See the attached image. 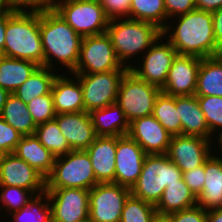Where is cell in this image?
Wrapping results in <instances>:
<instances>
[{
	"instance_id": "6da1fadb",
	"label": "cell",
	"mask_w": 222,
	"mask_h": 222,
	"mask_svg": "<svg viewBox=\"0 0 222 222\" xmlns=\"http://www.w3.org/2000/svg\"><path fill=\"white\" fill-rule=\"evenodd\" d=\"M175 18H178L175 28L172 29L171 24H168L162 35H165L164 38L167 35L166 39L178 54L199 58L217 56L212 12L194 9Z\"/></svg>"
},
{
	"instance_id": "7a4b0ae2",
	"label": "cell",
	"mask_w": 222,
	"mask_h": 222,
	"mask_svg": "<svg viewBox=\"0 0 222 222\" xmlns=\"http://www.w3.org/2000/svg\"><path fill=\"white\" fill-rule=\"evenodd\" d=\"M40 35L44 66L54 70L57 66L53 62L56 60L67 67L68 71L73 72L79 61L83 37L77 34L53 8L40 11Z\"/></svg>"
},
{
	"instance_id": "3957f363",
	"label": "cell",
	"mask_w": 222,
	"mask_h": 222,
	"mask_svg": "<svg viewBox=\"0 0 222 222\" xmlns=\"http://www.w3.org/2000/svg\"><path fill=\"white\" fill-rule=\"evenodd\" d=\"M3 56L44 66L40 11L16 10L8 19Z\"/></svg>"
},
{
	"instance_id": "277c9868",
	"label": "cell",
	"mask_w": 222,
	"mask_h": 222,
	"mask_svg": "<svg viewBox=\"0 0 222 222\" xmlns=\"http://www.w3.org/2000/svg\"><path fill=\"white\" fill-rule=\"evenodd\" d=\"M118 20V21H117ZM106 33L109 35L118 60L123 66L130 68L132 64H124L134 55L146 52L161 36L162 30L155 24L123 18L109 20Z\"/></svg>"
},
{
	"instance_id": "5b68a950",
	"label": "cell",
	"mask_w": 222,
	"mask_h": 222,
	"mask_svg": "<svg viewBox=\"0 0 222 222\" xmlns=\"http://www.w3.org/2000/svg\"><path fill=\"white\" fill-rule=\"evenodd\" d=\"M182 178V171L166 154L146 155L141 174L130 189L131 195L156 205L165 188Z\"/></svg>"
},
{
	"instance_id": "8992f818",
	"label": "cell",
	"mask_w": 222,
	"mask_h": 222,
	"mask_svg": "<svg viewBox=\"0 0 222 222\" xmlns=\"http://www.w3.org/2000/svg\"><path fill=\"white\" fill-rule=\"evenodd\" d=\"M98 183L88 153L85 150H72L56 157L53 170L46 178V189L90 190Z\"/></svg>"
},
{
	"instance_id": "52a82bcc",
	"label": "cell",
	"mask_w": 222,
	"mask_h": 222,
	"mask_svg": "<svg viewBox=\"0 0 222 222\" xmlns=\"http://www.w3.org/2000/svg\"><path fill=\"white\" fill-rule=\"evenodd\" d=\"M52 8L82 37L107 30L109 19L99 0H55Z\"/></svg>"
},
{
	"instance_id": "ba28073f",
	"label": "cell",
	"mask_w": 222,
	"mask_h": 222,
	"mask_svg": "<svg viewBox=\"0 0 222 222\" xmlns=\"http://www.w3.org/2000/svg\"><path fill=\"white\" fill-rule=\"evenodd\" d=\"M161 89L137 77L129 69L122 77L116 104L130 122L152 115L156 97Z\"/></svg>"
},
{
	"instance_id": "9c48e42d",
	"label": "cell",
	"mask_w": 222,
	"mask_h": 222,
	"mask_svg": "<svg viewBox=\"0 0 222 222\" xmlns=\"http://www.w3.org/2000/svg\"><path fill=\"white\" fill-rule=\"evenodd\" d=\"M118 60L109 35L105 32L83 37L78 64L73 74H93L128 70Z\"/></svg>"
},
{
	"instance_id": "30bf717a",
	"label": "cell",
	"mask_w": 222,
	"mask_h": 222,
	"mask_svg": "<svg viewBox=\"0 0 222 222\" xmlns=\"http://www.w3.org/2000/svg\"><path fill=\"white\" fill-rule=\"evenodd\" d=\"M127 70H113L93 74H74L80 81L84 111L101 109L117 101L119 86Z\"/></svg>"
},
{
	"instance_id": "8fae6325",
	"label": "cell",
	"mask_w": 222,
	"mask_h": 222,
	"mask_svg": "<svg viewBox=\"0 0 222 222\" xmlns=\"http://www.w3.org/2000/svg\"><path fill=\"white\" fill-rule=\"evenodd\" d=\"M130 188L108 182L98 183L89 190V221L120 222Z\"/></svg>"
},
{
	"instance_id": "7c38bea8",
	"label": "cell",
	"mask_w": 222,
	"mask_h": 222,
	"mask_svg": "<svg viewBox=\"0 0 222 222\" xmlns=\"http://www.w3.org/2000/svg\"><path fill=\"white\" fill-rule=\"evenodd\" d=\"M52 222L89 220V190L84 188L46 189Z\"/></svg>"
},
{
	"instance_id": "4fadbf2b",
	"label": "cell",
	"mask_w": 222,
	"mask_h": 222,
	"mask_svg": "<svg viewBox=\"0 0 222 222\" xmlns=\"http://www.w3.org/2000/svg\"><path fill=\"white\" fill-rule=\"evenodd\" d=\"M162 36L161 34L145 52L144 61L140 64L141 68L136 65L129 68L137 77L160 89L164 86L169 69L178 54L169 41L162 43Z\"/></svg>"
},
{
	"instance_id": "5bb4252c",
	"label": "cell",
	"mask_w": 222,
	"mask_h": 222,
	"mask_svg": "<svg viewBox=\"0 0 222 222\" xmlns=\"http://www.w3.org/2000/svg\"><path fill=\"white\" fill-rule=\"evenodd\" d=\"M211 145V140L203 137L176 135L171 137L166 155L182 172H186L203 165L214 154Z\"/></svg>"
},
{
	"instance_id": "9a60e30c",
	"label": "cell",
	"mask_w": 222,
	"mask_h": 222,
	"mask_svg": "<svg viewBox=\"0 0 222 222\" xmlns=\"http://www.w3.org/2000/svg\"><path fill=\"white\" fill-rule=\"evenodd\" d=\"M0 186L21 187L39 195L46 191V178L14 153L0 164Z\"/></svg>"
},
{
	"instance_id": "2e32d148",
	"label": "cell",
	"mask_w": 222,
	"mask_h": 222,
	"mask_svg": "<svg viewBox=\"0 0 222 222\" xmlns=\"http://www.w3.org/2000/svg\"><path fill=\"white\" fill-rule=\"evenodd\" d=\"M146 155L128 135L117 137L115 183L131 189L141 174Z\"/></svg>"
},
{
	"instance_id": "e0dca14e",
	"label": "cell",
	"mask_w": 222,
	"mask_h": 222,
	"mask_svg": "<svg viewBox=\"0 0 222 222\" xmlns=\"http://www.w3.org/2000/svg\"><path fill=\"white\" fill-rule=\"evenodd\" d=\"M201 59L192 55L177 54L161 92L175 97L195 95Z\"/></svg>"
},
{
	"instance_id": "ac0fdd59",
	"label": "cell",
	"mask_w": 222,
	"mask_h": 222,
	"mask_svg": "<svg viewBox=\"0 0 222 222\" xmlns=\"http://www.w3.org/2000/svg\"><path fill=\"white\" fill-rule=\"evenodd\" d=\"M127 135L135 140L147 155L166 154L172 137L153 115L130 122Z\"/></svg>"
},
{
	"instance_id": "d6986e66",
	"label": "cell",
	"mask_w": 222,
	"mask_h": 222,
	"mask_svg": "<svg viewBox=\"0 0 222 222\" xmlns=\"http://www.w3.org/2000/svg\"><path fill=\"white\" fill-rule=\"evenodd\" d=\"M55 120L71 150H86L97 137L89 112L61 113Z\"/></svg>"
},
{
	"instance_id": "ffe728a7",
	"label": "cell",
	"mask_w": 222,
	"mask_h": 222,
	"mask_svg": "<svg viewBox=\"0 0 222 222\" xmlns=\"http://www.w3.org/2000/svg\"><path fill=\"white\" fill-rule=\"evenodd\" d=\"M117 136H97L85 151L99 183H115Z\"/></svg>"
},
{
	"instance_id": "44dd1931",
	"label": "cell",
	"mask_w": 222,
	"mask_h": 222,
	"mask_svg": "<svg viewBox=\"0 0 222 222\" xmlns=\"http://www.w3.org/2000/svg\"><path fill=\"white\" fill-rule=\"evenodd\" d=\"M57 74L53 81L51 94L56 114L84 111L83 92L79 79ZM75 80V81H74Z\"/></svg>"
},
{
	"instance_id": "7402d4cb",
	"label": "cell",
	"mask_w": 222,
	"mask_h": 222,
	"mask_svg": "<svg viewBox=\"0 0 222 222\" xmlns=\"http://www.w3.org/2000/svg\"><path fill=\"white\" fill-rule=\"evenodd\" d=\"M176 110L181 120L182 135L198 136L212 140V135L197 96H177Z\"/></svg>"
},
{
	"instance_id": "603a6c76",
	"label": "cell",
	"mask_w": 222,
	"mask_h": 222,
	"mask_svg": "<svg viewBox=\"0 0 222 222\" xmlns=\"http://www.w3.org/2000/svg\"><path fill=\"white\" fill-rule=\"evenodd\" d=\"M197 205L206 211L222 208V157L219 155L211 154L205 161V184Z\"/></svg>"
},
{
	"instance_id": "cb8c5ba5",
	"label": "cell",
	"mask_w": 222,
	"mask_h": 222,
	"mask_svg": "<svg viewBox=\"0 0 222 222\" xmlns=\"http://www.w3.org/2000/svg\"><path fill=\"white\" fill-rule=\"evenodd\" d=\"M19 158L47 178L54 167L56 157L33 135L22 136L14 151Z\"/></svg>"
},
{
	"instance_id": "d4e9b609",
	"label": "cell",
	"mask_w": 222,
	"mask_h": 222,
	"mask_svg": "<svg viewBox=\"0 0 222 222\" xmlns=\"http://www.w3.org/2000/svg\"><path fill=\"white\" fill-rule=\"evenodd\" d=\"M90 116L97 136L121 137L129 131V121L116 103L92 110Z\"/></svg>"
},
{
	"instance_id": "484cf974",
	"label": "cell",
	"mask_w": 222,
	"mask_h": 222,
	"mask_svg": "<svg viewBox=\"0 0 222 222\" xmlns=\"http://www.w3.org/2000/svg\"><path fill=\"white\" fill-rule=\"evenodd\" d=\"M195 96L222 97V54L201 59Z\"/></svg>"
},
{
	"instance_id": "4316f807",
	"label": "cell",
	"mask_w": 222,
	"mask_h": 222,
	"mask_svg": "<svg viewBox=\"0 0 222 222\" xmlns=\"http://www.w3.org/2000/svg\"><path fill=\"white\" fill-rule=\"evenodd\" d=\"M38 67L32 61L0 55V87L13 93Z\"/></svg>"
},
{
	"instance_id": "83f0119b",
	"label": "cell",
	"mask_w": 222,
	"mask_h": 222,
	"mask_svg": "<svg viewBox=\"0 0 222 222\" xmlns=\"http://www.w3.org/2000/svg\"><path fill=\"white\" fill-rule=\"evenodd\" d=\"M197 205V197L189 189L183 178L167 186L155 205L156 211L171 214Z\"/></svg>"
},
{
	"instance_id": "f1b7e54d",
	"label": "cell",
	"mask_w": 222,
	"mask_h": 222,
	"mask_svg": "<svg viewBox=\"0 0 222 222\" xmlns=\"http://www.w3.org/2000/svg\"><path fill=\"white\" fill-rule=\"evenodd\" d=\"M1 118L22 136L35 133L37 125L28 111L27 104L13 93H10L6 100Z\"/></svg>"
},
{
	"instance_id": "f546056e",
	"label": "cell",
	"mask_w": 222,
	"mask_h": 222,
	"mask_svg": "<svg viewBox=\"0 0 222 222\" xmlns=\"http://www.w3.org/2000/svg\"><path fill=\"white\" fill-rule=\"evenodd\" d=\"M52 69L39 66L32 75L13 94L28 104L33 99L49 94L57 74Z\"/></svg>"
},
{
	"instance_id": "4dcf8cb0",
	"label": "cell",
	"mask_w": 222,
	"mask_h": 222,
	"mask_svg": "<svg viewBox=\"0 0 222 222\" xmlns=\"http://www.w3.org/2000/svg\"><path fill=\"white\" fill-rule=\"evenodd\" d=\"M152 115L171 136L181 135V120L176 110L175 96L160 92L156 97Z\"/></svg>"
},
{
	"instance_id": "1f68e13d",
	"label": "cell",
	"mask_w": 222,
	"mask_h": 222,
	"mask_svg": "<svg viewBox=\"0 0 222 222\" xmlns=\"http://www.w3.org/2000/svg\"><path fill=\"white\" fill-rule=\"evenodd\" d=\"M129 18L150 22L162 31L168 24L164 0H131Z\"/></svg>"
},
{
	"instance_id": "d6a6232c",
	"label": "cell",
	"mask_w": 222,
	"mask_h": 222,
	"mask_svg": "<svg viewBox=\"0 0 222 222\" xmlns=\"http://www.w3.org/2000/svg\"><path fill=\"white\" fill-rule=\"evenodd\" d=\"M34 135L55 157L65 155L72 151L55 119L37 125Z\"/></svg>"
},
{
	"instance_id": "836d02e7",
	"label": "cell",
	"mask_w": 222,
	"mask_h": 222,
	"mask_svg": "<svg viewBox=\"0 0 222 222\" xmlns=\"http://www.w3.org/2000/svg\"><path fill=\"white\" fill-rule=\"evenodd\" d=\"M46 198V202L43 199ZM10 222H52L51 206L46 192L35 195L28 205L10 214Z\"/></svg>"
},
{
	"instance_id": "e575fe53",
	"label": "cell",
	"mask_w": 222,
	"mask_h": 222,
	"mask_svg": "<svg viewBox=\"0 0 222 222\" xmlns=\"http://www.w3.org/2000/svg\"><path fill=\"white\" fill-rule=\"evenodd\" d=\"M155 205L130 195L125 201L120 222H151Z\"/></svg>"
},
{
	"instance_id": "d590c367",
	"label": "cell",
	"mask_w": 222,
	"mask_h": 222,
	"mask_svg": "<svg viewBox=\"0 0 222 222\" xmlns=\"http://www.w3.org/2000/svg\"><path fill=\"white\" fill-rule=\"evenodd\" d=\"M201 110L205 116L212 137L218 131L222 133V97L220 96H197ZM217 130V132H216Z\"/></svg>"
},
{
	"instance_id": "8d00e7d4",
	"label": "cell",
	"mask_w": 222,
	"mask_h": 222,
	"mask_svg": "<svg viewBox=\"0 0 222 222\" xmlns=\"http://www.w3.org/2000/svg\"><path fill=\"white\" fill-rule=\"evenodd\" d=\"M0 188H2L0 189V209L3 207L2 210L4 211V208H6L5 211H9L10 214L28 205L35 196L31 190L21 187L0 186Z\"/></svg>"
},
{
	"instance_id": "74e56055",
	"label": "cell",
	"mask_w": 222,
	"mask_h": 222,
	"mask_svg": "<svg viewBox=\"0 0 222 222\" xmlns=\"http://www.w3.org/2000/svg\"><path fill=\"white\" fill-rule=\"evenodd\" d=\"M27 107L36 125L53 120L57 115L51 92L33 99Z\"/></svg>"
},
{
	"instance_id": "f35d334b",
	"label": "cell",
	"mask_w": 222,
	"mask_h": 222,
	"mask_svg": "<svg viewBox=\"0 0 222 222\" xmlns=\"http://www.w3.org/2000/svg\"><path fill=\"white\" fill-rule=\"evenodd\" d=\"M22 135L0 117V150L14 153Z\"/></svg>"
},
{
	"instance_id": "ab89813d",
	"label": "cell",
	"mask_w": 222,
	"mask_h": 222,
	"mask_svg": "<svg viewBox=\"0 0 222 222\" xmlns=\"http://www.w3.org/2000/svg\"><path fill=\"white\" fill-rule=\"evenodd\" d=\"M109 20L129 18L131 0H99Z\"/></svg>"
},
{
	"instance_id": "60d3db41",
	"label": "cell",
	"mask_w": 222,
	"mask_h": 222,
	"mask_svg": "<svg viewBox=\"0 0 222 222\" xmlns=\"http://www.w3.org/2000/svg\"><path fill=\"white\" fill-rule=\"evenodd\" d=\"M182 176L189 189L198 197L205 184V163L192 170L182 172Z\"/></svg>"
},
{
	"instance_id": "b9f144b4",
	"label": "cell",
	"mask_w": 222,
	"mask_h": 222,
	"mask_svg": "<svg viewBox=\"0 0 222 222\" xmlns=\"http://www.w3.org/2000/svg\"><path fill=\"white\" fill-rule=\"evenodd\" d=\"M170 215L172 222H207V211L198 205Z\"/></svg>"
},
{
	"instance_id": "7bdbcfd3",
	"label": "cell",
	"mask_w": 222,
	"mask_h": 222,
	"mask_svg": "<svg viewBox=\"0 0 222 222\" xmlns=\"http://www.w3.org/2000/svg\"><path fill=\"white\" fill-rule=\"evenodd\" d=\"M167 21L196 9V0H164Z\"/></svg>"
},
{
	"instance_id": "ee69618b",
	"label": "cell",
	"mask_w": 222,
	"mask_h": 222,
	"mask_svg": "<svg viewBox=\"0 0 222 222\" xmlns=\"http://www.w3.org/2000/svg\"><path fill=\"white\" fill-rule=\"evenodd\" d=\"M7 7L13 10L43 11L53 7V0H4ZM27 8V9H26Z\"/></svg>"
},
{
	"instance_id": "f6af8a7d",
	"label": "cell",
	"mask_w": 222,
	"mask_h": 222,
	"mask_svg": "<svg viewBox=\"0 0 222 222\" xmlns=\"http://www.w3.org/2000/svg\"><path fill=\"white\" fill-rule=\"evenodd\" d=\"M217 56L222 54V7L212 12Z\"/></svg>"
},
{
	"instance_id": "bcb514c9",
	"label": "cell",
	"mask_w": 222,
	"mask_h": 222,
	"mask_svg": "<svg viewBox=\"0 0 222 222\" xmlns=\"http://www.w3.org/2000/svg\"><path fill=\"white\" fill-rule=\"evenodd\" d=\"M16 10L8 9L1 17H0V55L4 51L5 46V30L7 27V19L15 12Z\"/></svg>"
},
{
	"instance_id": "7dc6e473",
	"label": "cell",
	"mask_w": 222,
	"mask_h": 222,
	"mask_svg": "<svg viewBox=\"0 0 222 222\" xmlns=\"http://www.w3.org/2000/svg\"><path fill=\"white\" fill-rule=\"evenodd\" d=\"M222 7V0H196V9L213 12Z\"/></svg>"
},
{
	"instance_id": "c3c4849f",
	"label": "cell",
	"mask_w": 222,
	"mask_h": 222,
	"mask_svg": "<svg viewBox=\"0 0 222 222\" xmlns=\"http://www.w3.org/2000/svg\"><path fill=\"white\" fill-rule=\"evenodd\" d=\"M207 222H222V208L208 210Z\"/></svg>"
},
{
	"instance_id": "681fc988",
	"label": "cell",
	"mask_w": 222,
	"mask_h": 222,
	"mask_svg": "<svg viewBox=\"0 0 222 222\" xmlns=\"http://www.w3.org/2000/svg\"><path fill=\"white\" fill-rule=\"evenodd\" d=\"M151 222H172L171 215L156 212Z\"/></svg>"
},
{
	"instance_id": "f907efd6",
	"label": "cell",
	"mask_w": 222,
	"mask_h": 222,
	"mask_svg": "<svg viewBox=\"0 0 222 222\" xmlns=\"http://www.w3.org/2000/svg\"><path fill=\"white\" fill-rule=\"evenodd\" d=\"M9 92L5 89H3L2 87H0V117L2 116V112H3V107L6 103V100L9 96Z\"/></svg>"
},
{
	"instance_id": "816d5d0a",
	"label": "cell",
	"mask_w": 222,
	"mask_h": 222,
	"mask_svg": "<svg viewBox=\"0 0 222 222\" xmlns=\"http://www.w3.org/2000/svg\"><path fill=\"white\" fill-rule=\"evenodd\" d=\"M6 3L4 0H0V17L8 10Z\"/></svg>"
},
{
	"instance_id": "f5cc1de1",
	"label": "cell",
	"mask_w": 222,
	"mask_h": 222,
	"mask_svg": "<svg viewBox=\"0 0 222 222\" xmlns=\"http://www.w3.org/2000/svg\"><path fill=\"white\" fill-rule=\"evenodd\" d=\"M217 141H218V143L217 144H220V151H222L221 149H222V133L218 136V138H217ZM222 157V156H221Z\"/></svg>"
},
{
	"instance_id": "db71d44e",
	"label": "cell",
	"mask_w": 222,
	"mask_h": 222,
	"mask_svg": "<svg viewBox=\"0 0 222 222\" xmlns=\"http://www.w3.org/2000/svg\"><path fill=\"white\" fill-rule=\"evenodd\" d=\"M6 153H4L2 150H0V164L3 161V158L5 156Z\"/></svg>"
}]
</instances>
